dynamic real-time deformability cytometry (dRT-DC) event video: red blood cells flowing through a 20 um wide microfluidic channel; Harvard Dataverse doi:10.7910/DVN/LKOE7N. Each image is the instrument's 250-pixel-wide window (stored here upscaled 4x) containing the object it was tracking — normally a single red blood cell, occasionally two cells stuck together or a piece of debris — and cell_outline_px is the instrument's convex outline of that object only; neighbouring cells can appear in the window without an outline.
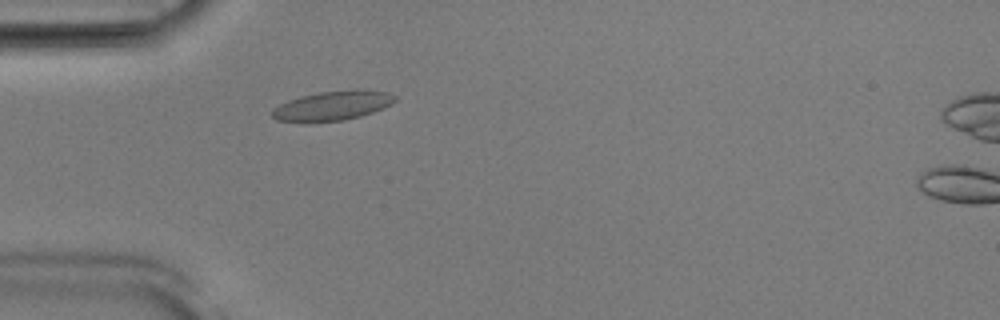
{"species": "Egyptian fruit bat (a non-hibernating species)", "species_latin": "Rousettus aegyptiacus", "temperature_condition": "room temperature", "stored_images_in_passage": 48, "camera_frame_rate_fps": 3000, "um_per_image_px": 0.085, "animal": {"sex": "male"}, "frame": {"image": 1, "passage_image": 11, "time_ms": 3.333, "image_size_px": [1000, 320], "cell_outline_px": [[396, 100], [392, 104], [372, 112], [360, 116], [344, 120], [304, 124], [276, 120], [268, 112], [272, 108], [288, 100], [300, 96], [320, 92], [388, 92], [396, 96]], "centroid_in_image_um": [28.11, 9.06], "position_along_channel_um": 56.9, "area_um2": 20.81}}
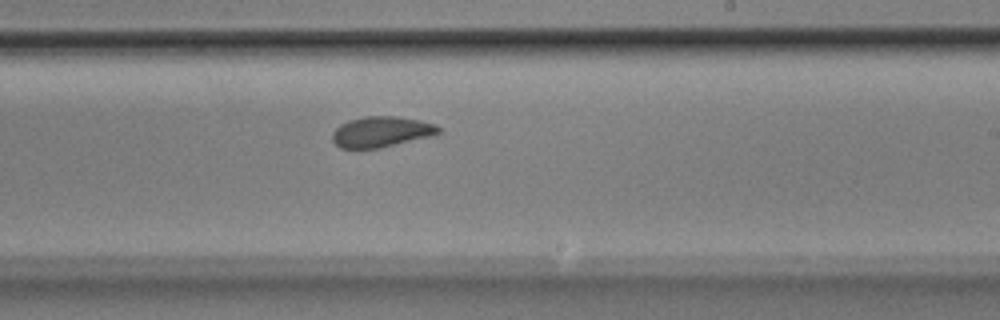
{"frame": {"image": 2, "passage_image": 27, "time_ms": 8.667, "image_size_px": [1000, 320], "cell_outline_px": [[440, 132], [428, 136], [376, 148], [340, 148], [332, 140], [332, 132], [340, 124], [348, 120], [364, 116], [396, 116], [420, 120], [436, 124], [440, 128]], "centroid_in_image_um": [32.36, 11.18], "position_along_channel_um": 256.6, "area_um2": 18.67}}
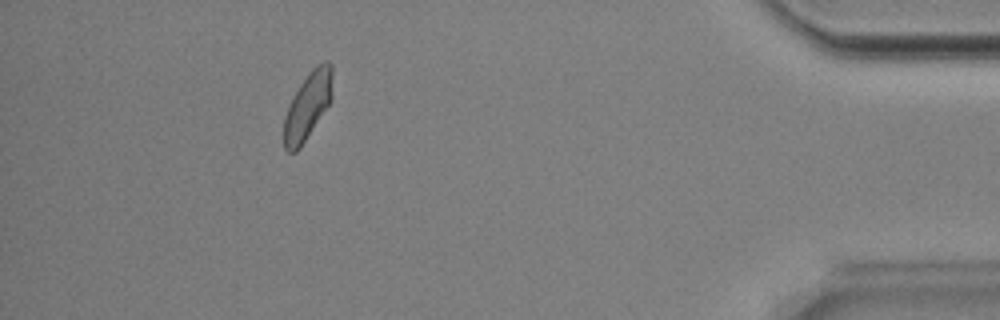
{"frame": {"image": 3, "passage_image": 43, "time_ms": 14.0, "image_size_px": [1000, 320], "cell_outline_px": [[332, 100], [300, 148], [296, 152], [288, 152], [284, 148], [284, 116], [288, 104], [292, 96], [308, 72], [312, 68], [324, 60], [328, 60], [332, 64]], "centroid_in_image_um": [26.16, 8.97], "position_along_channel_um": 409.0, "area_um2": 19.25}, "authors_computed_cell_mechanics": {"area_um2": 19.2474, "velocity_mm_per_s": 3.8603, "shape_relaxation_time_tau1_ms": 6.2934, "shape_relaxation_time_tau2_ms": 1.0263, "deformation_change_tau1": 0.1131, "deformation_change_tau2": 0.0673}}